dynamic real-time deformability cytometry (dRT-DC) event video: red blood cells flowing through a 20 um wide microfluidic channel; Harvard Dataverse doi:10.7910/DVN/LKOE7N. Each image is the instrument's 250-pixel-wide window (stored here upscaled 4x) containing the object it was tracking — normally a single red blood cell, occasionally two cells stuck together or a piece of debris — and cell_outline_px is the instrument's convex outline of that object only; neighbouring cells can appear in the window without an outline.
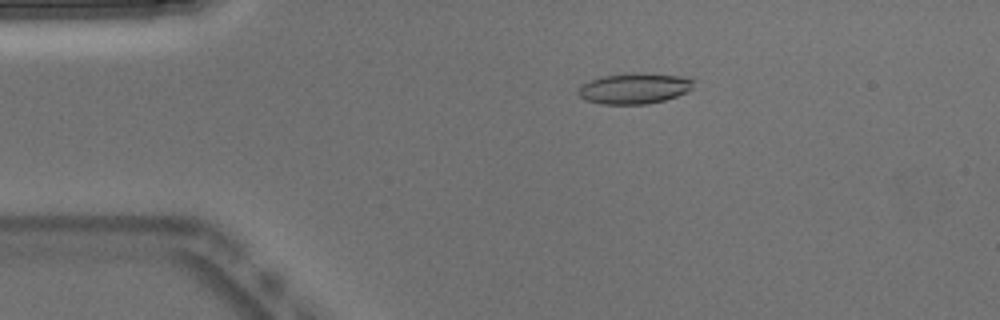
{"species": "Egyptian fruit bat (a non-hibernating species)", "species_latin": "Rousettus aegyptiacus", "temperature_condition": "warm", "stored_images_in_passage": 51, "camera_frame_rate_fps": 3000, "um_per_image_px": 0.085, "animal": {"sex": "male"}, "frame": {"image": 1, "passage_image": 10, "time_ms": 3.0, "image_size_px": [1000, 320], "cell_outline_px": [[696, 80], [692, 88], [688, 92], [664, 100], [648, 104], [604, 104], [588, 100], [580, 96], [580, 84], [604, 76], [644, 72], [680, 76]], "centroid_in_image_um": [53.99, 7.51], "position_along_channel_um": 31.0, "area_um2": 20.46}}
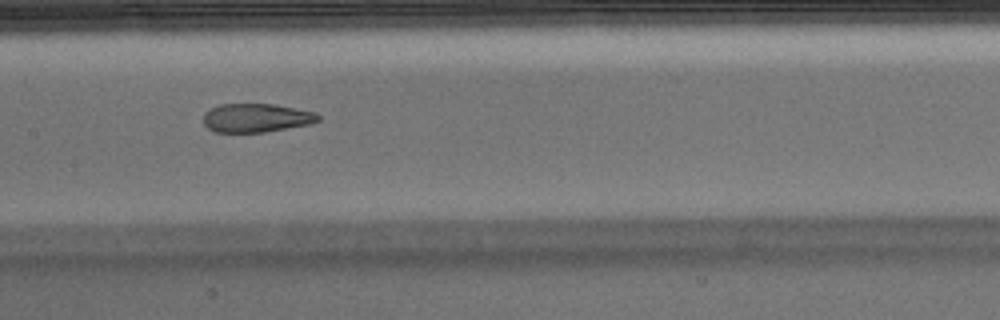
{"frame": {"image": 2, "passage_image": 25, "time_ms": 8.0, "image_size_px": [1000, 320], "cell_outline_px": [[320, 120], [312, 124], [264, 132], [216, 132], [208, 128], [204, 124], [204, 112], [220, 104], [272, 104], [296, 108], [312, 112], [320, 116]], "centroid_in_image_um": [21.79, 10.02], "position_along_channel_um": 185.6, "area_um2": 19.13}}
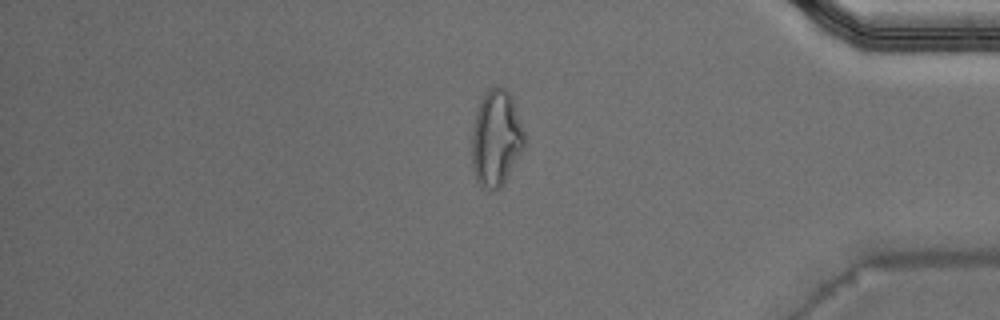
{"frame": {"image": 3, "passage_image": 43, "time_ms": 14.0, "image_size_px": [1000, 320], "cell_outline_px": [[524, 148], [500, 188], [492, 192], [480, 188], [476, 180], [472, 168], [472, 128], [476, 112], [480, 100], [488, 88], [496, 84], [508, 88], [524, 132]], "centroid_in_image_um": [42.14, 11.75], "position_along_channel_um": 393.1, "area_um2": 29.82}, "authors_computed_cell_mechanics": {"area_um2": 20.6924, "velocity_mm_per_s": 3.9263, "shape_relaxation_time_tau1_ms": null, "shape_relaxation_time_tau2_ms": 1.4926, "deformation_change_tau1": null, "deformation_change_tau2": 0.0974}}